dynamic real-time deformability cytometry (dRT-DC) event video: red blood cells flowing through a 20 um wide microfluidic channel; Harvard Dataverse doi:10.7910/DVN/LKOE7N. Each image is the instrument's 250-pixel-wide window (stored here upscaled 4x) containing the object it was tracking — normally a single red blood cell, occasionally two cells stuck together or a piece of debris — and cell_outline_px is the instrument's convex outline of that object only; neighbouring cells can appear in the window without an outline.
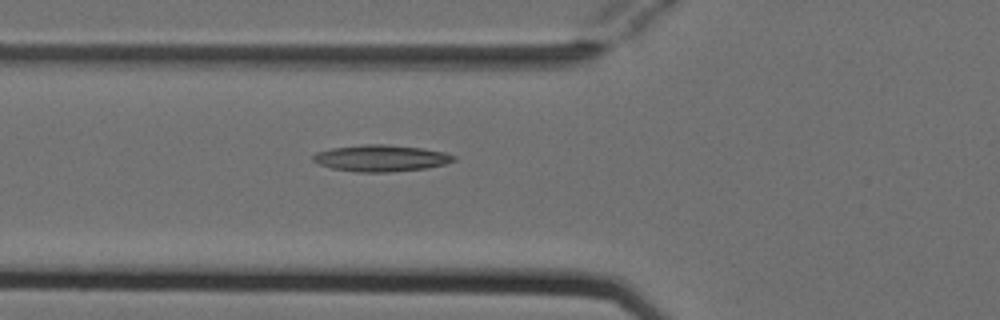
{"species": "Egyptian fruit bat (a non-hibernating species)", "species_latin": "Rousettus aegyptiacus", "temperature_condition": "cold", "stored_images_in_passage": 5, "camera_frame_rate_fps": 3000, "um_per_image_px": 0.085, "animal": {"sex": "female"}, "frame": {"image": 1, "passage_image": 5, "time_ms": 1.333, "image_size_px": [1000, 320], "cell_outline_px": [[456, 160], [444, 164], [428, 168], [388, 172], [356, 172], [332, 168], [320, 164], [312, 160], [312, 156], [316, 152], [332, 148], [364, 144], [384, 144], [420, 148], [444, 152], [456, 156]], "centroid_in_image_um": [32.38, 13.44], "position_along_channel_um": 93.4, "area_um2": 21.68}}